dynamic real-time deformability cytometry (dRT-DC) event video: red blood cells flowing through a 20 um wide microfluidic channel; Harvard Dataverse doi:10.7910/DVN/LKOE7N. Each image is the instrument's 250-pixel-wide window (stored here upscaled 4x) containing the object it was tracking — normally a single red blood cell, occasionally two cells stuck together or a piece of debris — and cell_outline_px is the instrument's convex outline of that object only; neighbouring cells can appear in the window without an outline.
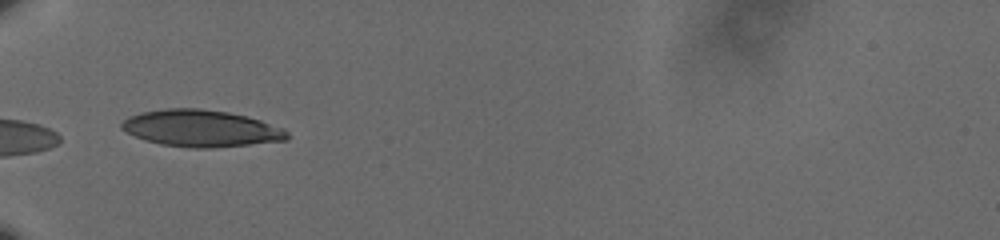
{"species": "human", "species_latin": "Homo sapiens", "temperature_condition": "cold", "stored_images_in_passage": 14, "camera_frame_rate_fps": 3000, "um_per_image_px": 0.085, "donor": {"sex": "male"}, "frame": {"image": 1, "passage_image": 1, "time_ms": 0.0, "image_size_px": [1000, 240], "cell_outline_px": [[288, 140], [212, 148], [192, 148], [160, 144], [136, 136], [120, 128], [120, 124], [128, 116], [144, 112], [168, 108], [200, 108], [228, 112], [260, 120], [284, 128], [288, 132]], "centroid_in_image_um": [17.1, 10.91], "position_along_channel_um": 67.9, "area_um2": 35.26}}
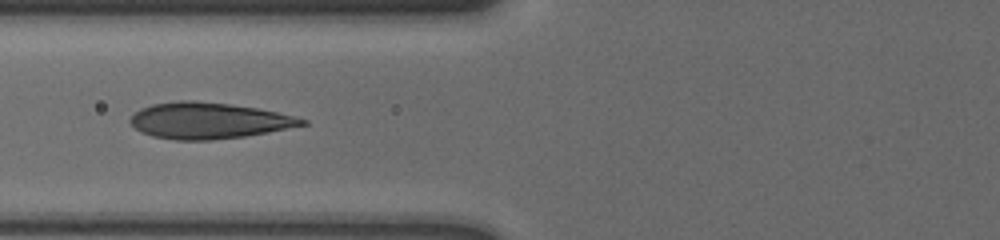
{"frame": {"image": 2, "passage_image": 5, "time_ms": 1.333, "image_size_px": [1000, 240], "cell_outline_px": [[308, 124], [268, 132], [244, 136], [212, 140], [176, 140], [152, 136], [140, 132], [128, 120], [140, 108], [152, 104], [176, 100], [196, 100], [228, 104], [256, 108], [276, 112], [308, 120]], "centroid_in_image_um": [17.69, 10.25], "position_along_channel_um": 108.1, "area_um2": 36.07}}
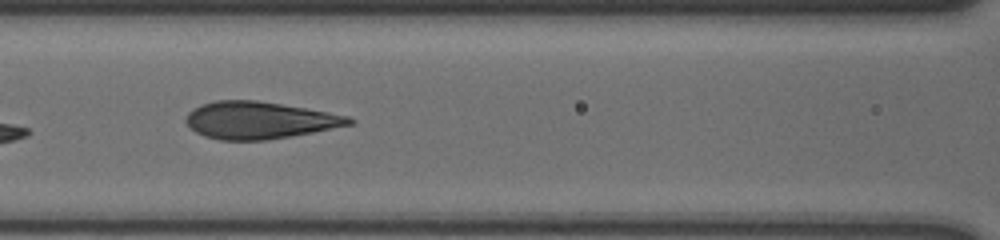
{"frame": {"image": 3, "passage_image": 8, "time_ms": 2.333, "image_size_px": [1000, 240], "cell_outline_px": [[356, 120], [352, 124], [292, 136], [264, 140], [220, 140], [204, 136], [196, 132], [184, 120], [188, 112], [200, 104], [216, 100], [256, 100], [328, 112], [348, 116]], "centroid_in_image_um": [22.01, 10.22], "position_along_channel_um": 144.6, "area_um2": 35.08}}